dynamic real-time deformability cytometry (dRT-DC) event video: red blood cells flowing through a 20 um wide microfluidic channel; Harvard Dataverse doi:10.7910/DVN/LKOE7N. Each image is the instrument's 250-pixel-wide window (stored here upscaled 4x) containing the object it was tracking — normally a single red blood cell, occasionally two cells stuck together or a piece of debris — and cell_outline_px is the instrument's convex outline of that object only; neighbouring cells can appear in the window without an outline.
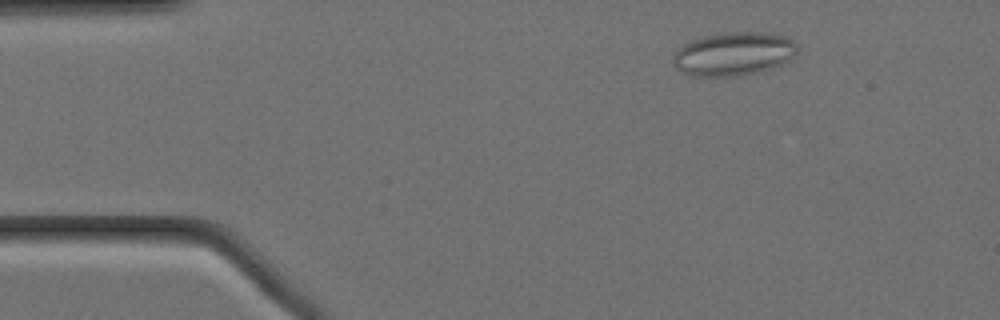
{"species": "Egyptian fruit bat (a non-hibernating species)", "species_latin": "Rousettus aegyptiacus", "temperature_condition": "cold", "stored_images_in_passage": 58, "camera_frame_rate_fps": 3000, "um_per_image_px": 0.085, "animal": {"sex": "female"}, "frame": {"image": 1, "passage_image": 8, "time_ms": 2.333, "image_size_px": [1000, 320], "cell_outline_px": [[800, 48], [796, 56], [772, 68], [760, 72], [740, 76], [692, 76], [680, 72], [672, 64], [672, 56], [676, 48], [688, 40], [720, 32], [760, 32], [784, 36], [792, 40]], "centroid_in_image_um": [62.31, 4.58], "position_along_channel_um": 22.7, "area_um2": 32.19}}
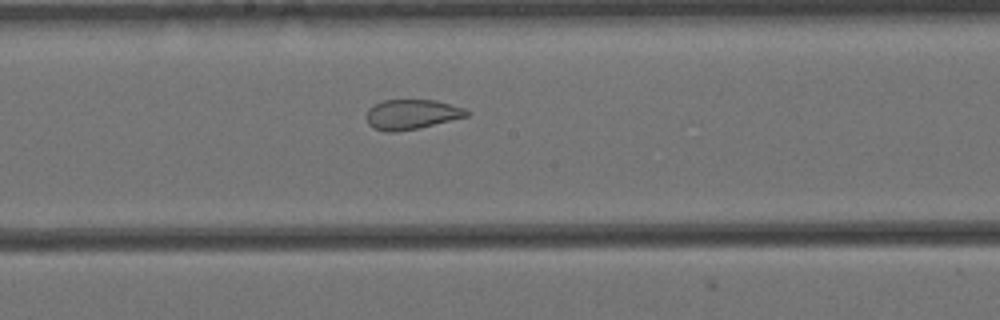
{"frame": {"image": 2, "passage_image": 30, "time_ms": 9.667, "image_size_px": [1000, 320], "cell_outline_px": [[472, 112], [468, 116], [416, 128], [396, 132], [384, 132], [372, 128], [368, 124], [368, 108], [384, 100], [436, 100], [464, 108]], "centroid_in_image_um": [35.0, 9.72], "position_along_channel_um": 213.2, "area_um2": 17.28}}
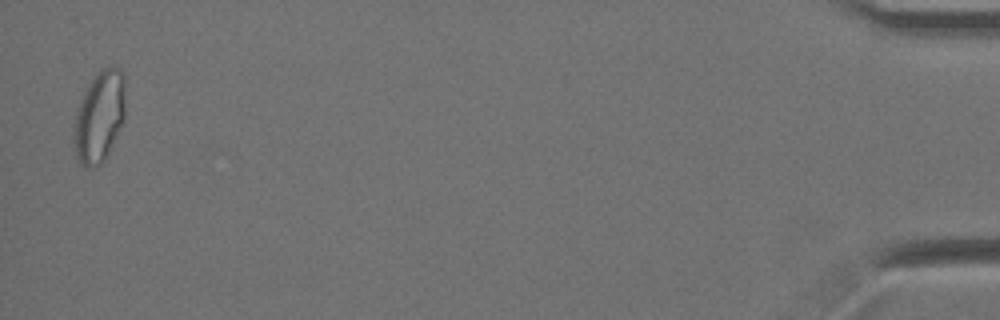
{"frame": {"image": 3, "passage_image": 57, "time_ms": 18.667, "image_size_px": [1000, 320], "cell_outline_px": [[124, 120], [104, 160], [100, 164], [92, 168], [88, 168], [80, 160], [76, 152], [72, 136], [72, 128], [76, 112], [84, 92], [88, 84], [104, 68], [120, 68], [124, 72]], "centroid_in_image_um": [8.44, 9.92], "position_along_channel_um": 426.8, "area_um2": 26.93}, "authors_computed_cell_mechanics": {"area_um2": 23.0333, "velocity_mm_per_s": 3.4505, "shape_relaxation_time_tau1_ms": null, "shape_relaxation_time_tau2_ms": 1.3544, "deformation_change_tau1": null, "deformation_change_tau2": 0.0808}}